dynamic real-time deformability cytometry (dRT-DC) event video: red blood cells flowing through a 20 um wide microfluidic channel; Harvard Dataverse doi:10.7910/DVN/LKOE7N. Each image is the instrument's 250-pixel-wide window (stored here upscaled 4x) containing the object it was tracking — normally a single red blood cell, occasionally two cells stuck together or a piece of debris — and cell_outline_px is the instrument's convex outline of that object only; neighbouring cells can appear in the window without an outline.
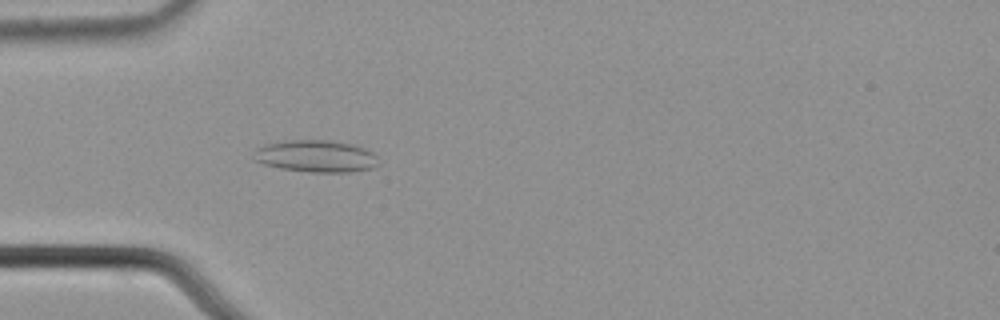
{"species": "common noctule bat (a hibernating species)", "species_latin": "Nyctalus noctula", "temperature_condition": "cold", "stored_images_in_passage": 51, "camera_frame_rate_fps": 3000, "um_per_image_px": 0.085, "animal": {"sex": "male", "body_mass_g": 21.5, "forearm_length_mm": 52.0}, "frame": {"image": 1, "passage_image": 12, "time_ms": 3.667, "image_size_px": [1000, 320], "cell_outline_px": [[380, 164], [372, 168], [352, 172], [308, 172], [280, 168], [264, 164], [256, 160], [256, 148], [264, 144], [292, 140], [332, 140], [352, 144], [364, 148], [372, 152], [376, 156]], "centroid_in_image_um": [26.91, 13.28], "position_along_channel_um": 58.1, "area_um2": 23.24}}
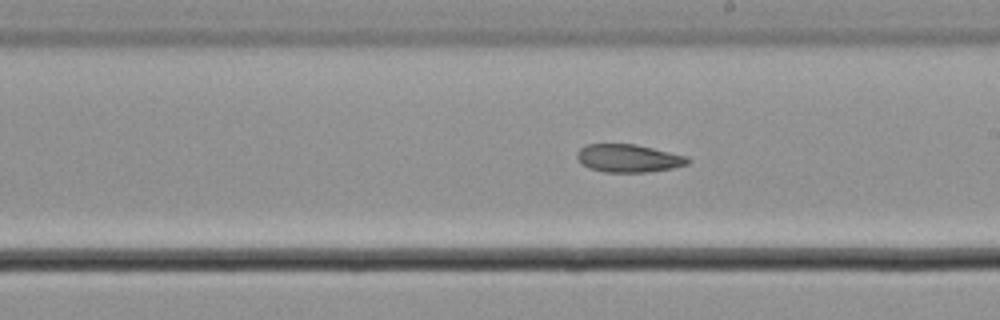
{"frame": {"image": 2, "passage_image": 27, "time_ms": 8.667, "image_size_px": [1000, 320], "cell_outline_px": [[692, 160], [688, 164], [672, 168], [644, 172], [604, 172], [588, 168], [580, 164], [576, 156], [576, 152], [584, 144], [636, 144], [688, 156]], "centroid_in_image_um": [53.39, 13.45], "position_along_channel_um": 235.6, "area_um2": 18.26}}
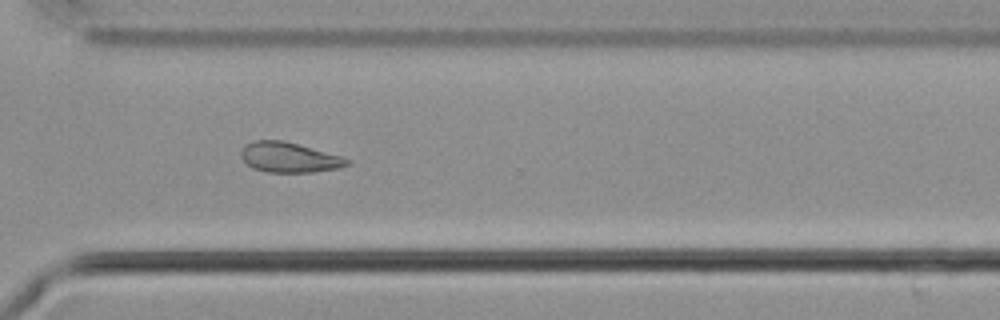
{"frame": {"image": 3, "passage_image": 36, "time_ms": 11.667, "image_size_px": [1000, 320], "cell_outline_px": [[352, 164], [340, 168], [312, 172], [268, 172], [252, 168], [240, 156], [240, 152], [244, 144], [252, 140], [284, 140], [344, 156], [352, 160]], "centroid_in_image_um": [24.62, 13.37], "position_along_channel_um": 346.0, "area_um2": 19.02}, "authors_computed_cell_mechanics": {"area_um2": 19.7098, "velocity_mm_per_s": 3.6692, "shape_relaxation_time_tau1_ms": null, "shape_relaxation_time_tau2_ms": 6.9178, "deformation_change_tau1": null, "deformation_change_tau2": 0.1239}}